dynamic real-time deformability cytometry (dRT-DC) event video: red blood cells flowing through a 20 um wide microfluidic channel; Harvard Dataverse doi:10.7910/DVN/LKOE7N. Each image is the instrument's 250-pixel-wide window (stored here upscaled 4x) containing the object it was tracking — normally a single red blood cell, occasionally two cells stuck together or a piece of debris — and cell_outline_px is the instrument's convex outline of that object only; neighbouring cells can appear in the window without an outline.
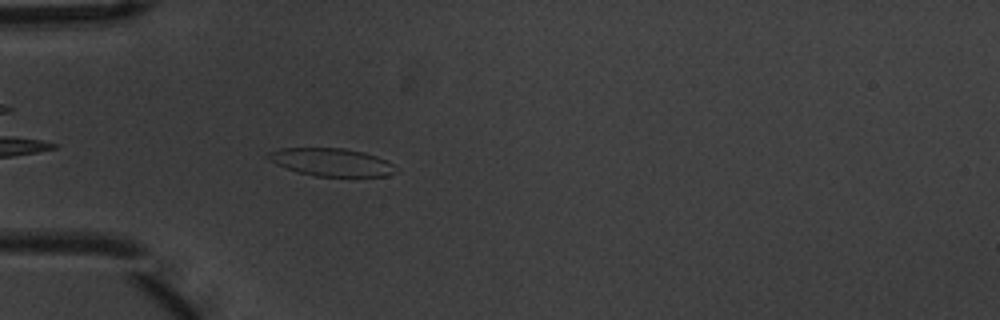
{"species": "common noctule bat (a hibernating species)", "species_latin": "Nyctalus noctula", "temperature_condition": "warm", "stored_images_in_passage": 4, "camera_frame_rate_fps": 3000, "um_per_image_px": 0.085, "animal": {"sex": "male", "body_mass_g": 20.1, "forearm_length_mm": 53.5}, "frame": {"image": 1, "passage_image": 4, "time_ms": 1.0, "image_size_px": [1000, 320], "cell_outline_px": [[400, 172], [388, 176], [312, 176], [296, 172], [276, 164], [268, 160], [264, 156], [268, 152], [280, 148], [344, 148], [364, 152], [376, 156], [392, 164]], "centroid_in_image_um": [28.14, 13.79], "position_along_channel_um": 56.9, "area_um2": 20.92}}